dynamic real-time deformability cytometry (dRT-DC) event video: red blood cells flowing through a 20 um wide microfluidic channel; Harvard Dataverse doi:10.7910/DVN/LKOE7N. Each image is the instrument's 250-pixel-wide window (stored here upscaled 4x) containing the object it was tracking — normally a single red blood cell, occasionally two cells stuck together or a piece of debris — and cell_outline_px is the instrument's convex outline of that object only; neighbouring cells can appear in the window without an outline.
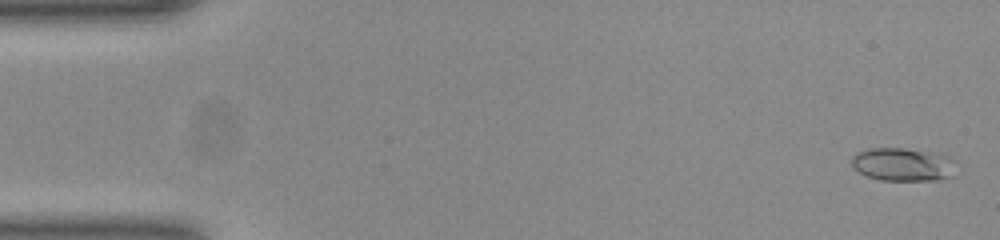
{"species": "common noctule bat (a hibernating species)", "species_latin": "Nyctalus noctula", "temperature_condition": "room temperature", "stored_images_in_passage": 50, "camera_frame_rate_fps": 3000, "um_per_image_px": 0.085, "animal": {"sex": "female", "body_mass_g": 23.0, "forearm_length_mm": 53.4}, "frame": {"image": 1, "passage_image": 2, "time_ms": 0.333, "image_size_px": [1000, 240], "cell_outline_px": [[956, 160], [948, 176], [936, 180], [880, 180], [868, 176], [860, 172], [852, 164], [852, 156], [856, 152], [868, 148], [904, 148], [948, 156]], "centroid_in_image_um": [76.68, 13.96], "position_along_channel_um": 8.3, "area_um2": 19.77}}
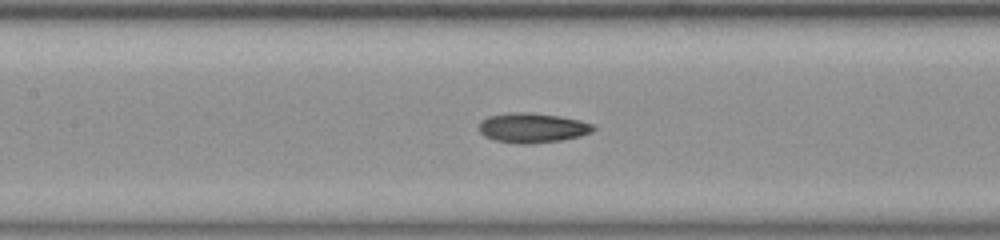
{"frame": {"image": 2, "passage_image": 24, "time_ms": 7.667, "image_size_px": [1000, 240], "cell_outline_px": [[596, 128], [592, 132], [580, 136], [560, 140], [532, 144], [520, 144], [496, 140], [484, 136], [480, 132], [480, 120], [488, 116], [508, 112], [528, 112], [560, 116], [580, 120], [592, 124]], "centroid_in_image_um": [45.25, 10.86], "position_along_channel_um": 162.2, "area_um2": 19.88}}
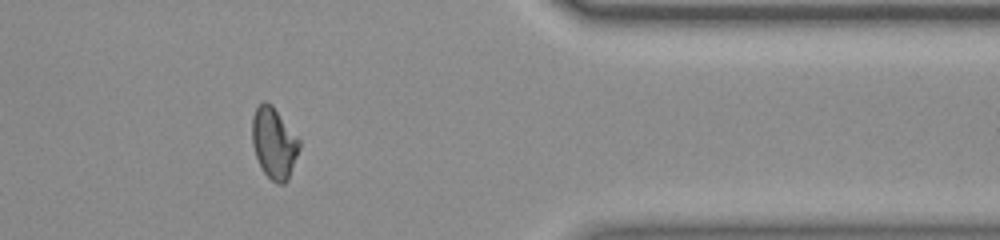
{"frame": {"image": 3, "passage_image": 43, "time_ms": 14.0, "image_size_px": [1000, 240], "cell_outline_px": [[300, 148], [288, 180], [284, 184], [276, 184], [264, 172], [256, 156], [252, 144], [252, 116], [256, 108], [264, 100], [272, 104], [300, 140]], "centroid_in_image_um": [23.29, 12.15], "position_along_channel_um": 388.1, "area_um2": 19.54}, "authors_computed_cell_mechanics": {"area_um2": 19.1318, "velocity_mm_per_s": 3.9205, "shape_relaxation_time_tau1_ms": null, "shape_relaxation_time_tau2_ms": 2.6901, "deformation_change_tau1": null, "deformation_change_tau2": 0.0908}}